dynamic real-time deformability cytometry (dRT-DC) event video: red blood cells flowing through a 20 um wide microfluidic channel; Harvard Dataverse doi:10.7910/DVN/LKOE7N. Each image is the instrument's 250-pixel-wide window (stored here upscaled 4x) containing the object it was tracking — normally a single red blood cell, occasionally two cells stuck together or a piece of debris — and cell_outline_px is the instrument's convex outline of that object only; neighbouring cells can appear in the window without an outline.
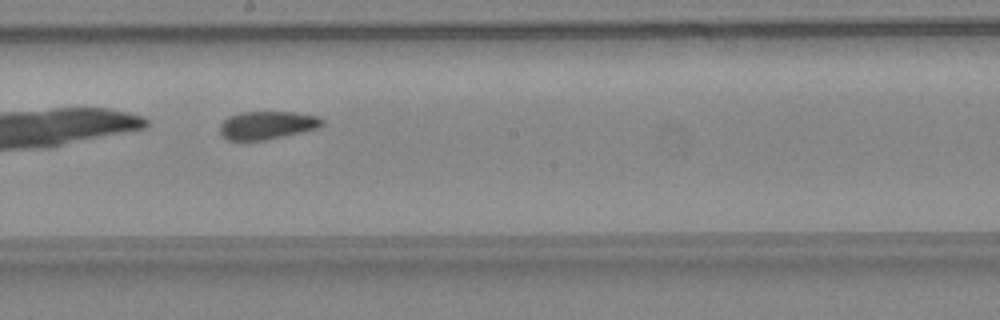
{"species": "common noctule bat (a hibernating species)", "species_latin": "Nyctalus noctula", "temperature_condition": "warm", "stored_images_in_passage": 38, "camera_frame_rate_fps": 3000, "um_per_image_px": 0.085, "animal": {"sex": "female", "body_mass_g": 24.6, "forearm_length_mm": 56.2}, "frame": {"image": 1, "passage_image": 19, "time_ms": 6.0, "image_size_px": [1000, 320], "cell_outline_px": [[324, 124], [316, 128], [284, 136], [264, 140], [228, 140], [220, 132], [220, 124], [228, 116], [240, 112], [296, 112], [320, 116], [324, 120]], "centroid_in_image_um": [22.72, 10.62], "position_along_channel_um": 225.5, "area_um2": 16.7}}
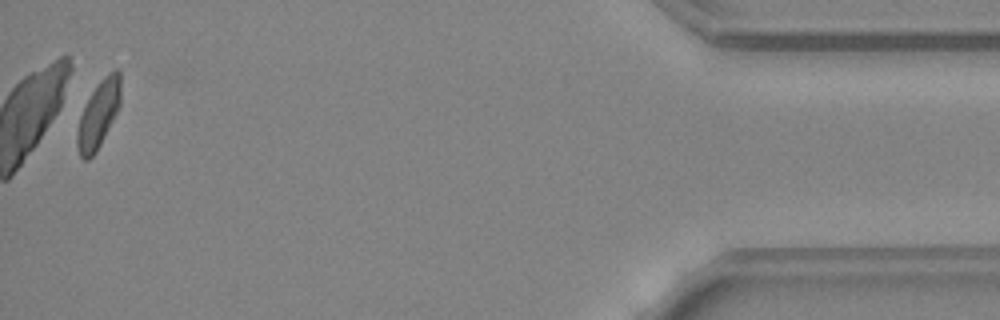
{"frame": {"image": 2, "passage_image": 37, "time_ms": 12.0, "image_size_px": [1000, 320], "cell_outline_px": [[120, 104], [96, 152], [88, 160], [84, 160], [80, 156], [76, 144], [76, 132], [80, 116], [92, 92], [100, 80], [108, 72], [116, 68], [120, 72]], "centroid_in_image_um": [8.36, 9.72], "position_along_channel_um": 426.8, "area_um2": 16.7}, "authors_computed_cell_mechanics": {"area_um2": 17.3689, "velocity_mm_per_s": 4.5392, "shape_relaxation_time_tau1_ms": 7.9874, "shape_relaxation_time_tau2_ms": 1.7622, "deformation_change_tau1": 0.1544, "deformation_change_tau2": 0.0883}}